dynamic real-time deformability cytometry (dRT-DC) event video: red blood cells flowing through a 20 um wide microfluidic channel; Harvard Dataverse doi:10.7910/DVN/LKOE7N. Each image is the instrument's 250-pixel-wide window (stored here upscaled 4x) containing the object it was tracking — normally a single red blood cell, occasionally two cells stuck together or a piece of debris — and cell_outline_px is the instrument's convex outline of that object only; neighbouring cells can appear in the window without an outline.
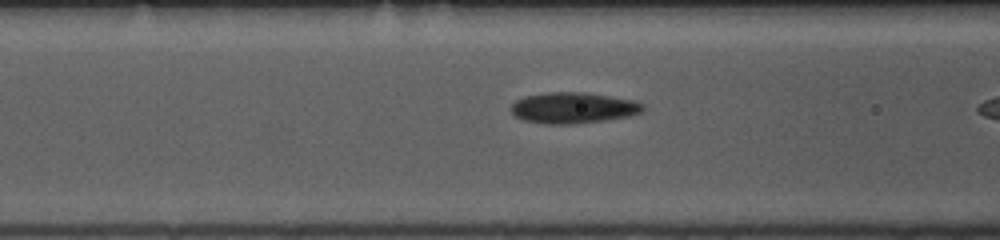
{"species": "common noctule bat (a hibernating species)", "species_latin": "Nyctalus noctula", "temperature_condition": "room temperature", "stored_images_in_passage": 19, "camera_frame_rate_fps": 3000, "um_per_image_px": 0.085, "animal": {"sex": "female", "body_mass_g": 10.0, "forearm_length_mm": 53.1}, "frame": {"image": 1, "passage_image": 17, "time_ms": 5.333, "image_size_px": [1000, 240], "cell_outline_px": [[644, 108], [640, 112], [628, 116], [604, 120], [572, 124], [544, 124], [524, 120], [516, 116], [512, 112], [512, 104], [516, 100], [524, 96], [544, 92], [584, 92], [632, 100], [644, 104]], "centroid_in_image_um": [48.69, 9.16], "position_along_channel_um": 117.9, "area_um2": 23.64}}